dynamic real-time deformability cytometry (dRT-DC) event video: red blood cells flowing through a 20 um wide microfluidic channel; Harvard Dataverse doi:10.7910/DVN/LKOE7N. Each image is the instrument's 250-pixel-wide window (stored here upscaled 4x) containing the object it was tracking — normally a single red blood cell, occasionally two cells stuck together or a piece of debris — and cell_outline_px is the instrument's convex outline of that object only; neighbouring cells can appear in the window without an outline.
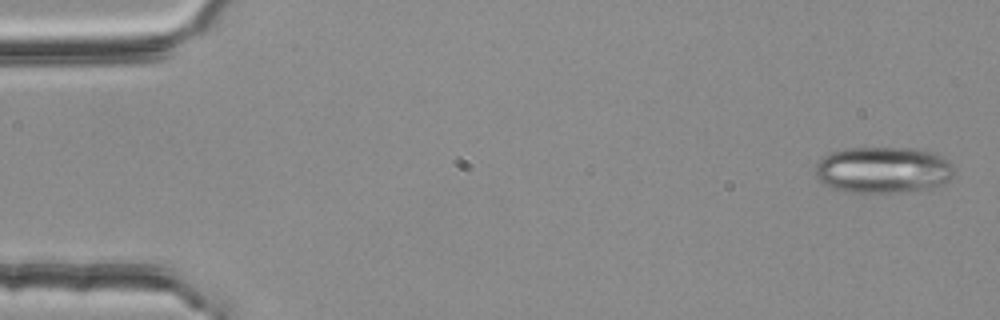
{"species": "common noctule bat (a hibernating species)", "species_latin": "Nyctalus noctula", "temperature_condition": "room temperature", "stored_images_in_passage": 4, "camera_frame_rate_fps": 3000, "um_per_image_px": 0.085, "animal": {"sex": "female", "body_mass_g": 25.1}, "frame": {"image": 1, "passage_image": 1, "time_ms": 0.0, "image_size_px": [1000, 320], "cell_outline_px": [[952, 176], [948, 180], [940, 184], [928, 188], [900, 192], [852, 192], [832, 188], [824, 184], [816, 176], [816, 164], [824, 156], [832, 152], [844, 148], [916, 148], [936, 152], [948, 160], [952, 164]], "centroid_in_image_um": [75.07, 14.42], "position_along_channel_um": 9.9, "area_um2": 37.4}}